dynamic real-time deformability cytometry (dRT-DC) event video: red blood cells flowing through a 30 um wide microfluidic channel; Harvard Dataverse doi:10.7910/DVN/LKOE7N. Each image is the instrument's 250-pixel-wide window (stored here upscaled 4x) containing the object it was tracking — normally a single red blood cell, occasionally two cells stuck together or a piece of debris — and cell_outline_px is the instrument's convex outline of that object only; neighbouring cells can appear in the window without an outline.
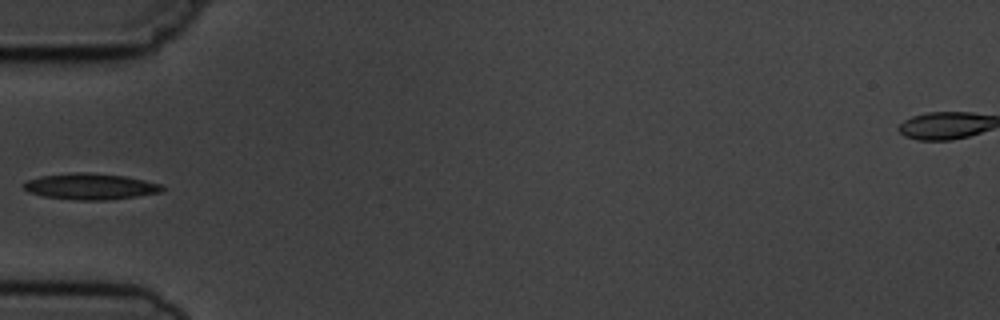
{"species": "common noctule bat (a hibernating species)", "species_latin": "Nyctalus noctula", "temperature_condition": "cold", "stored_images_in_passage": 4, "camera_frame_rate_fps": 3000, "um_per_image_px": 0.085, "animal": {"sex": "male", "body_mass_g": 19.5, "forearm_length_mm": 54.6}, "frame": {"image": 1, "passage_image": 4, "time_ms": 3.667, "image_size_px": [1000, 320], "cell_outline_px": [[164, 188], [160, 192], [136, 196], [108, 200], [76, 200], [44, 196], [28, 192], [24, 188], [24, 184], [28, 180], [40, 176], [72, 172], [92, 172], [124, 176], [144, 180], [160, 184]], "centroid_in_image_um": [7.66, 15.84], "position_along_channel_um": 77.3, "area_um2": 20.98}}